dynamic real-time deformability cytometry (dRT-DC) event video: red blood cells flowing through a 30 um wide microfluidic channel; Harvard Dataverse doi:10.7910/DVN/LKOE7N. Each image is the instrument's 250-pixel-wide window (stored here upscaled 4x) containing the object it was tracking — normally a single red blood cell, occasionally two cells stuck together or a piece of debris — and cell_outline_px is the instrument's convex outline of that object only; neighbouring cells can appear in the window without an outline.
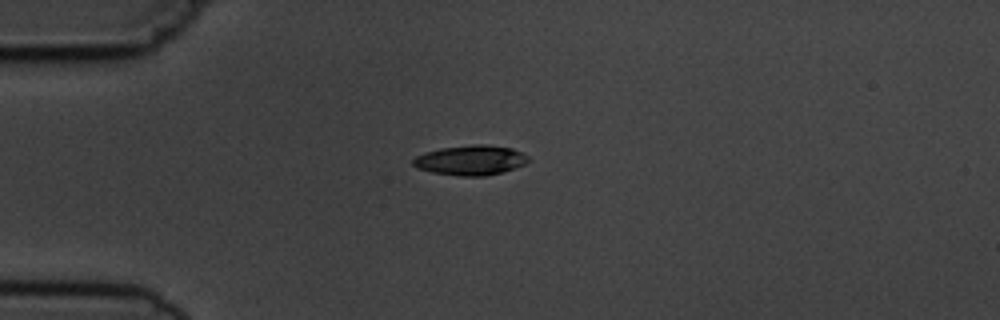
{"species": "common noctule bat (a hibernating species)", "species_latin": "Nyctalus noctula", "temperature_condition": "cold", "stored_images_in_passage": 12, "camera_frame_rate_fps": 3000, "um_per_image_px": 0.085, "animal": {"sex": "male", "body_mass_g": 19.5, "forearm_length_mm": 54.6}, "frame": {"image": 1, "passage_image": 1, "time_ms": 0.0, "image_size_px": [1000, 320], "cell_outline_px": [[532, 160], [524, 164], [500, 172], [484, 176], [460, 176], [432, 172], [416, 168], [412, 164], [412, 160], [416, 156], [424, 152], [440, 148], [472, 144], [488, 144], [512, 148], [528, 156]], "centroid_in_image_um": [39.98, 13.6], "position_along_channel_um": 45.0, "area_um2": 20.11}}
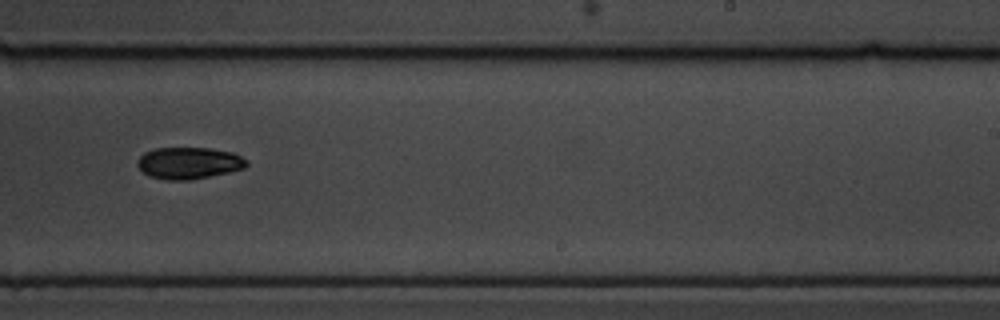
{"frame": {"image": 2, "passage_image": 7, "time_ms": 6.667, "image_size_px": [1000, 320], "cell_outline_px": [[248, 164], [244, 168], [228, 172], [188, 180], [168, 180], [148, 176], [136, 164], [136, 160], [144, 152], [156, 148], [208, 148], [232, 152], [248, 160]], "centroid_in_image_um": [16.03, 13.85], "position_along_channel_um": 273.0, "area_um2": 20.11}}
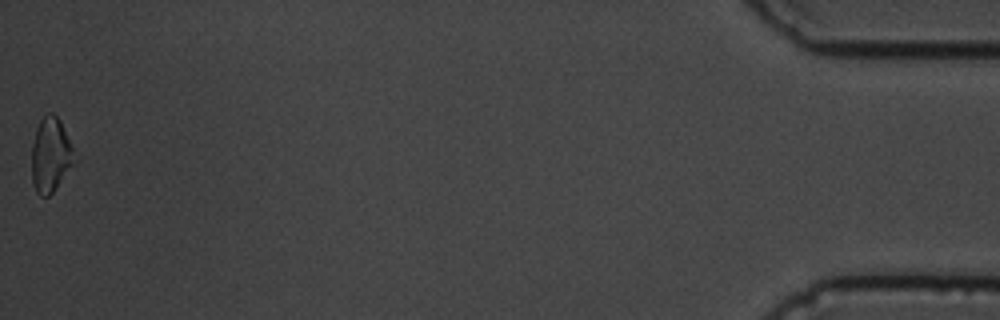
{"frame": {"image": 3, "passage_image": 12, "time_ms": 13.333, "image_size_px": [1000, 320], "cell_outline_px": [[80, 160], [52, 192], [48, 196], [40, 196], [36, 192], [32, 184], [32, 144], [36, 128], [40, 120], [48, 112], [52, 112], [60, 120], [80, 156]], "centroid_in_image_um": [4.39, 13.17], "position_along_channel_um": 430.8, "area_um2": 19.48}, "authors_computed_cell_mechanics": {"area_um2": 20.1144, "velocity_mm_per_s": 3.7553, "shape_relaxation_time_tau1_ms": 2.0278, "shape_relaxation_time_tau2_ms": null, "deformation_change_tau1": 0.0638, "deformation_change_tau2": null}}